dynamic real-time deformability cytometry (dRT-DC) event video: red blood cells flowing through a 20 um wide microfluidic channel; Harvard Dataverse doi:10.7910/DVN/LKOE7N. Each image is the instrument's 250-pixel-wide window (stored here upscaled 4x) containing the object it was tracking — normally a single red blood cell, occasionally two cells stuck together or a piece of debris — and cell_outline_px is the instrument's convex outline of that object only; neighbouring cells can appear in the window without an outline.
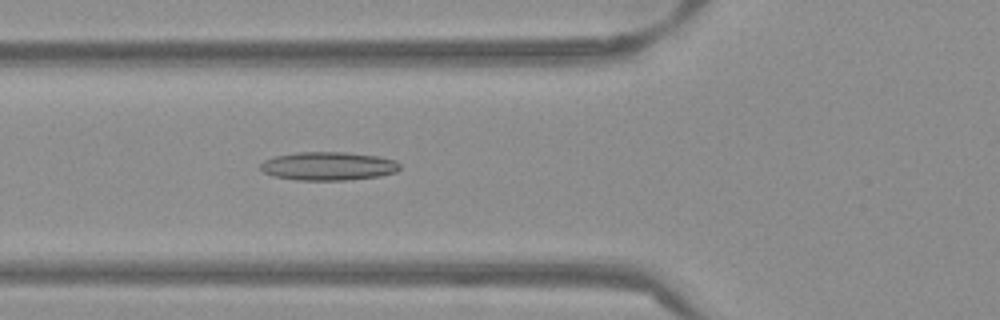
{"species": "Egyptian fruit bat (a non-hibernating species)", "species_latin": "Rousettus aegyptiacus", "temperature_condition": "warm", "stored_images_in_passage": 48, "camera_frame_rate_fps": 3000, "um_per_image_px": 0.085, "frame": {"image": 1, "passage_image": 15, "time_ms": 4.667, "image_size_px": [1000, 320], "cell_outline_px": [[400, 168], [396, 172], [380, 176], [348, 180], [296, 180], [272, 176], [264, 172], [260, 168], [260, 164], [264, 160], [272, 156], [296, 152], [344, 152], [376, 156], [396, 160], [400, 164]], "centroid_in_image_um": [27.88, 14.12], "position_along_channel_um": 97.9, "area_um2": 23.29}}
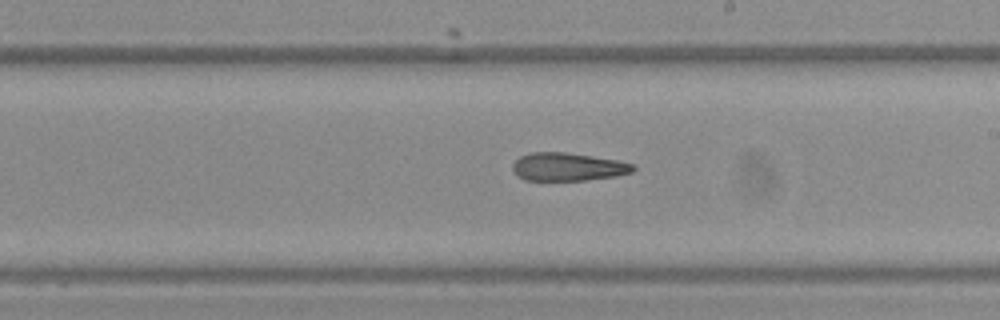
{"frame": {"image": 2, "passage_image": 26, "time_ms": 8.333, "image_size_px": [1000, 320], "cell_outline_px": [[636, 168], [632, 172], [616, 176], [584, 180], [524, 180], [516, 176], [512, 172], [512, 164], [520, 156], [528, 152], [568, 152], [616, 160], [636, 164]], "centroid_in_image_um": [48.24, 14.17], "position_along_channel_um": 240.8, "area_um2": 19.94}}
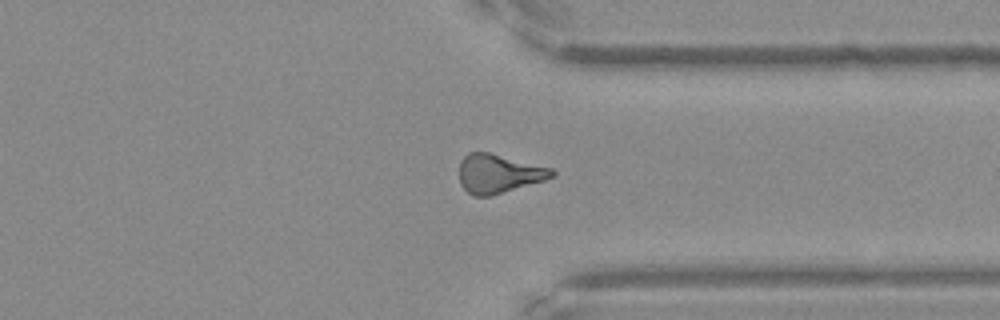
{"frame": {"image": 3, "passage_image": 36, "time_ms": 11.667, "image_size_px": [1000, 320], "cell_outline_px": [[556, 176], [544, 180], [492, 196], [472, 196], [460, 184], [460, 160], [468, 152], [488, 152], [552, 168], [556, 172]], "centroid_in_image_um": [42.38, 14.76], "position_along_channel_um": 369.0, "area_um2": 20.98}, "authors_computed_cell_mechanics": {"area_um2": 20.9814, "velocity_mm_per_s": 3.8758, "shape_relaxation_time_tau1_ms": null, "shape_relaxation_time_tau2_ms": 5.4248, "deformation_change_tau1": null, "deformation_change_tau2": 0.183}}